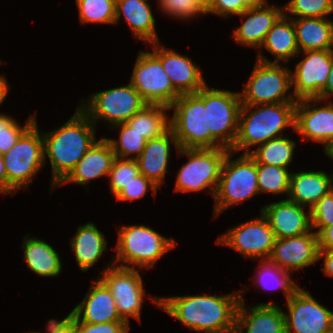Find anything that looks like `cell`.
I'll return each instance as SVG.
<instances>
[{
    "label": "cell",
    "instance_id": "cell-1",
    "mask_svg": "<svg viewBox=\"0 0 333 333\" xmlns=\"http://www.w3.org/2000/svg\"><path fill=\"white\" fill-rule=\"evenodd\" d=\"M150 298L157 307L162 308L190 330L206 333L235 331L240 292L226 296L203 294Z\"/></svg>",
    "mask_w": 333,
    "mask_h": 333
},
{
    "label": "cell",
    "instance_id": "cell-2",
    "mask_svg": "<svg viewBox=\"0 0 333 333\" xmlns=\"http://www.w3.org/2000/svg\"><path fill=\"white\" fill-rule=\"evenodd\" d=\"M96 126L78 107L74 115L59 129L42 133L44 160L47 156L52 168L51 191L69 175L97 141Z\"/></svg>",
    "mask_w": 333,
    "mask_h": 333
},
{
    "label": "cell",
    "instance_id": "cell-3",
    "mask_svg": "<svg viewBox=\"0 0 333 333\" xmlns=\"http://www.w3.org/2000/svg\"><path fill=\"white\" fill-rule=\"evenodd\" d=\"M296 104L297 102L242 105L237 137L230 150L232 152L244 150V154H249L250 147L282 136L280 134L282 130L289 126L295 129Z\"/></svg>",
    "mask_w": 333,
    "mask_h": 333
},
{
    "label": "cell",
    "instance_id": "cell-4",
    "mask_svg": "<svg viewBox=\"0 0 333 333\" xmlns=\"http://www.w3.org/2000/svg\"><path fill=\"white\" fill-rule=\"evenodd\" d=\"M171 129L180 148L223 147L210 133L204 106V87L197 93L180 95L170 106Z\"/></svg>",
    "mask_w": 333,
    "mask_h": 333
},
{
    "label": "cell",
    "instance_id": "cell-5",
    "mask_svg": "<svg viewBox=\"0 0 333 333\" xmlns=\"http://www.w3.org/2000/svg\"><path fill=\"white\" fill-rule=\"evenodd\" d=\"M175 247L174 239L166 238L145 225L123 226L118 230L117 254L114 265L120 267L138 266L150 268L168 250ZM125 263V264H123Z\"/></svg>",
    "mask_w": 333,
    "mask_h": 333
},
{
    "label": "cell",
    "instance_id": "cell-6",
    "mask_svg": "<svg viewBox=\"0 0 333 333\" xmlns=\"http://www.w3.org/2000/svg\"><path fill=\"white\" fill-rule=\"evenodd\" d=\"M230 150L223 162L219 184L214 196L213 217L228 207L244 202L260 193L257 182V163L249 154L230 159Z\"/></svg>",
    "mask_w": 333,
    "mask_h": 333
},
{
    "label": "cell",
    "instance_id": "cell-7",
    "mask_svg": "<svg viewBox=\"0 0 333 333\" xmlns=\"http://www.w3.org/2000/svg\"><path fill=\"white\" fill-rule=\"evenodd\" d=\"M230 150L220 148H180L177 152L189 158L177 173L175 191L197 192L209 187L215 196L223 162Z\"/></svg>",
    "mask_w": 333,
    "mask_h": 333
},
{
    "label": "cell",
    "instance_id": "cell-8",
    "mask_svg": "<svg viewBox=\"0 0 333 333\" xmlns=\"http://www.w3.org/2000/svg\"><path fill=\"white\" fill-rule=\"evenodd\" d=\"M7 175V194L26 188L33 176L42 169L44 140L37 121L20 137L16 145L3 155Z\"/></svg>",
    "mask_w": 333,
    "mask_h": 333
},
{
    "label": "cell",
    "instance_id": "cell-9",
    "mask_svg": "<svg viewBox=\"0 0 333 333\" xmlns=\"http://www.w3.org/2000/svg\"><path fill=\"white\" fill-rule=\"evenodd\" d=\"M291 71L279 63H265L256 59L253 71L240 93L242 105L297 102L292 88ZM288 92L289 95H286Z\"/></svg>",
    "mask_w": 333,
    "mask_h": 333
},
{
    "label": "cell",
    "instance_id": "cell-10",
    "mask_svg": "<svg viewBox=\"0 0 333 333\" xmlns=\"http://www.w3.org/2000/svg\"><path fill=\"white\" fill-rule=\"evenodd\" d=\"M146 105L140 93L129 82L125 86L93 93L89 101L81 103L79 108L95 125L103 119L112 127L126 123Z\"/></svg>",
    "mask_w": 333,
    "mask_h": 333
},
{
    "label": "cell",
    "instance_id": "cell-11",
    "mask_svg": "<svg viewBox=\"0 0 333 333\" xmlns=\"http://www.w3.org/2000/svg\"><path fill=\"white\" fill-rule=\"evenodd\" d=\"M204 106L211 135L225 148L235 143L242 106L240 93L204 87Z\"/></svg>",
    "mask_w": 333,
    "mask_h": 333
},
{
    "label": "cell",
    "instance_id": "cell-12",
    "mask_svg": "<svg viewBox=\"0 0 333 333\" xmlns=\"http://www.w3.org/2000/svg\"><path fill=\"white\" fill-rule=\"evenodd\" d=\"M130 83L147 104L170 107L180 96L160 60L149 51L139 52Z\"/></svg>",
    "mask_w": 333,
    "mask_h": 333
},
{
    "label": "cell",
    "instance_id": "cell-13",
    "mask_svg": "<svg viewBox=\"0 0 333 333\" xmlns=\"http://www.w3.org/2000/svg\"><path fill=\"white\" fill-rule=\"evenodd\" d=\"M98 277L110 290L120 317L128 324L129 317L140 320L144 300L143 280L134 267L126 268L108 263Z\"/></svg>",
    "mask_w": 333,
    "mask_h": 333
},
{
    "label": "cell",
    "instance_id": "cell-14",
    "mask_svg": "<svg viewBox=\"0 0 333 333\" xmlns=\"http://www.w3.org/2000/svg\"><path fill=\"white\" fill-rule=\"evenodd\" d=\"M275 241L276 236L261 213L260 218L229 229L216 243L233 248L245 258L266 260L271 256Z\"/></svg>",
    "mask_w": 333,
    "mask_h": 333
},
{
    "label": "cell",
    "instance_id": "cell-15",
    "mask_svg": "<svg viewBox=\"0 0 333 333\" xmlns=\"http://www.w3.org/2000/svg\"><path fill=\"white\" fill-rule=\"evenodd\" d=\"M286 333H333V312L299 288L287 300Z\"/></svg>",
    "mask_w": 333,
    "mask_h": 333
},
{
    "label": "cell",
    "instance_id": "cell-16",
    "mask_svg": "<svg viewBox=\"0 0 333 333\" xmlns=\"http://www.w3.org/2000/svg\"><path fill=\"white\" fill-rule=\"evenodd\" d=\"M304 59L291 71L293 95L296 100L319 98L325 88L332 66L333 50L301 52Z\"/></svg>",
    "mask_w": 333,
    "mask_h": 333
},
{
    "label": "cell",
    "instance_id": "cell-17",
    "mask_svg": "<svg viewBox=\"0 0 333 333\" xmlns=\"http://www.w3.org/2000/svg\"><path fill=\"white\" fill-rule=\"evenodd\" d=\"M321 101L319 98L297 101L294 131L302 136V140L306 138L324 144L326 152L333 144V103L317 107Z\"/></svg>",
    "mask_w": 333,
    "mask_h": 333
},
{
    "label": "cell",
    "instance_id": "cell-18",
    "mask_svg": "<svg viewBox=\"0 0 333 333\" xmlns=\"http://www.w3.org/2000/svg\"><path fill=\"white\" fill-rule=\"evenodd\" d=\"M153 54L160 60L165 73L170 78L174 89L180 94L197 93L205 87L201 68L189 59L176 51L159 46V42L151 43Z\"/></svg>",
    "mask_w": 333,
    "mask_h": 333
},
{
    "label": "cell",
    "instance_id": "cell-19",
    "mask_svg": "<svg viewBox=\"0 0 333 333\" xmlns=\"http://www.w3.org/2000/svg\"><path fill=\"white\" fill-rule=\"evenodd\" d=\"M318 254L317 234L309 231L300 236L276 238L269 260L290 272L316 263Z\"/></svg>",
    "mask_w": 333,
    "mask_h": 333
},
{
    "label": "cell",
    "instance_id": "cell-20",
    "mask_svg": "<svg viewBox=\"0 0 333 333\" xmlns=\"http://www.w3.org/2000/svg\"><path fill=\"white\" fill-rule=\"evenodd\" d=\"M303 207L284 199L265 205L260 212L268 220L276 238H289L312 230L310 209L306 213Z\"/></svg>",
    "mask_w": 333,
    "mask_h": 333
},
{
    "label": "cell",
    "instance_id": "cell-21",
    "mask_svg": "<svg viewBox=\"0 0 333 333\" xmlns=\"http://www.w3.org/2000/svg\"><path fill=\"white\" fill-rule=\"evenodd\" d=\"M236 314V333H286L284 311L271 302L254 305L249 313L244 306L242 291ZM242 328L246 329V332Z\"/></svg>",
    "mask_w": 333,
    "mask_h": 333
},
{
    "label": "cell",
    "instance_id": "cell-22",
    "mask_svg": "<svg viewBox=\"0 0 333 333\" xmlns=\"http://www.w3.org/2000/svg\"><path fill=\"white\" fill-rule=\"evenodd\" d=\"M89 289L84 299L71 311L80 322L98 324L124 321L118 314L110 290L99 278Z\"/></svg>",
    "mask_w": 333,
    "mask_h": 333
},
{
    "label": "cell",
    "instance_id": "cell-23",
    "mask_svg": "<svg viewBox=\"0 0 333 333\" xmlns=\"http://www.w3.org/2000/svg\"><path fill=\"white\" fill-rule=\"evenodd\" d=\"M267 3L265 0L261 5L238 15L247 18L232 35L236 43L260 49L269 30L284 14L283 9L276 5L268 6Z\"/></svg>",
    "mask_w": 333,
    "mask_h": 333
},
{
    "label": "cell",
    "instance_id": "cell-24",
    "mask_svg": "<svg viewBox=\"0 0 333 333\" xmlns=\"http://www.w3.org/2000/svg\"><path fill=\"white\" fill-rule=\"evenodd\" d=\"M116 156L107 138H101L85 153L75 168L60 183L88 185L90 180L108 176Z\"/></svg>",
    "mask_w": 333,
    "mask_h": 333
},
{
    "label": "cell",
    "instance_id": "cell-25",
    "mask_svg": "<svg viewBox=\"0 0 333 333\" xmlns=\"http://www.w3.org/2000/svg\"><path fill=\"white\" fill-rule=\"evenodd\" d=\"M171 142L177 150L180 149L178 141L170 128L163 135L148 140L142 154L136 159L140 174L158 187H161L160 185L164 183V176L171 155Z\"/></svg>",
    "mask_w": 333,
    "mask_h": 333
},
{
    "label": "cell",
    "instance_id": "cell-26",
    "mask_svg": "<svg viewBox=\"0 0 333 333\" xmlns=\"http://www.w3.org/2000/svg\"><path fill=\"white\" fill-rule=\"evenodd\" d=\"M332 176L324 171H300L290 176L288 199L301 206L313 207L333 189Z\"/></svg>",
    "mask_w": 333,
    "mask_h": 333
},
{
    "label": "cell",
    "instance_id": "cell-27",
    "mask_svg": "<svg viewBox=\"0 0 333 333\" xmlns=\"http://www.w3.org/2000/svg\"><path fill=\"white\" fill-rule=\"evenodd\" d=\"M150 7L147 0H116L115 24L123 14L135 38L148 44L159 42L156 20Z\"/></svg>",
    "mask_w": 333,
    "mask_h": 333
},
{
    "label": "cell",
    "instance_id": "cell-28",
    "mask_svg": "<svg viewBox=\"0 0 333 333\" xmlns=\"http://www.w3.org/2000/svg\"><path fill=\"white\" fill-rule=\"evenodd\" d=\"M287 14H283L273 27L269 30L261 45L273 56L275 60L271 61L265 58L258 51L257 60L265 63H279L281 61L288 62L299 54V49L296 42V31L293 24V18Z\"/></svg>",
    "mask_w": 333,
    "mask_h": 333
},
{
    "label": "cell",
    "instance_id": "cell-29",
    "mask_svg": "<svg viewBox=\"0 0 333 333\" xmlns=\"http://www.w3.org/2000/svg\"><path fill=\"white\" fill-rule=\"evenodd\" d=\"M299 54L313 50H333V21L328 18H293Z\"/></svg>",
    "mask_w": 333,
    "mask_h": 333
},
{
    "label": "cell",
    "instance_id": "cell-30",
    "mask_svg": "<svg viewBox=\"0 0 333 333\" xmlns=\"http://www.w3.org/2000/svg\"><path fill=\"white\" fill-rule=\"evenodd\" d=\"M79 270L88 271L107 250V240L92 222L79 225L76 234L70 240Z\"/></svg>",
    "mask_w": 333,
    "mask_h": 333
},
{
    "label": "cell",
    "instance_id": "cell-31",
    "mask_svg": "<svg viewBox=\"0 0 333 333\" xmlns=\"http://www.w3.org/2000/svg\"><path fill=\"white\" fill-rule=\"evenodd\" d=\"M24 260L30 270L42 277H56L62 272V263L56 250L43 239L23 238Z\"/></svg>",
    "mask_w": 333,
    "mask_h": 333
},
{
    "label": "cell",
    "instance_id": "cell-32",
    "mask_svg": "<svg viewBox=\"0 0 333 333\" xmlns=\"http://www.w3.org/2000/svg\"><path fill=\"white\" fill-rule=\"evenodd\" d=\"M170 107L157 104H147L135 113L126 124L139 133L147 141L159 137L170 128L167 111Z\"/></svg>",
    "mask_w": 333,
    "mask_h": 333
},
{
    "label": "cell",
    "instance_id": "cell-33",
    "mask_svg": "<svg viewBox=\"0 0 333 333\" xmlns=\"http://www.w3.org/2000/svg\"><path fill=\"white\" fill-rule=\"evenodd\" d=\"M296 142L283 136L274 138L261 144L249 155L257 164H268L288 169L293 159Z\"/></svg>",
    "mask_w": 333,
    "mask_h": 333
},
{
    "label": "cell",
    "instance_id": "cell-34",
    "mask_svg": "<svg viewBox=\"0 0 333 333\" xmlns=\"http://www.w3.org/2000/svg\"><path fill=\"white\" fill-rule=\"evenodd\" d=\"M259 265V271L257 270L255 285L262 287L263 289H282L286 301L300 288L295 281L290 277V272L282 269L269 259L261 260ZM272 284V287L271 285ZM276 285V287L274 286ZM269 286V287H268ZM271 288V289H270Z\"/></svg>",
    "mask_w": 333,
    "mask_h": 333
},
{
    "label": "cell",
    "instance_id": "cell-35",
    "mask_svg": "<svg viewBox=\"0 0 333 333\" xmlns=\"http://www.w3.org/2000/svg\"><path fill=\"white\" fill-rule=\"evenodd\" d=\"M291 172L287 168L268 164H257L259 192L273 194L289 193Z\"/></svg>",
    "mask_w": 333,
    "mask_h": 333
},
{
    "label": "cell",
    "instance_id": "cell-36",
    "mask_svg": "<svg viewBox=\"0 0 333 333\" xmlns=\"http://www.w3.org/2000/svg\"><path fill=\"white\" fill-rule=\"evenodd\" d=\"M117 127L120 128L119 140L107 138L115 156L120 159L136 160L142 154L147 140L126 123L114 125L112 128ZM131 154L136 155L132 157Z\"/></svg>",
    "mask_w": 333,
    "mask_h": 333
},
{
    "label": "cell",
    "instance_id": "cell-37",
    "mask_svg": "<svg viewBox=\"0 0 333 333\" xmlns=\"http://www.w3.org/2000/svg\"><path fill=\"white\" fill-rule=\"evenodd\" d=\"M82 24H115L116 0H75Z\"/></svg>",
    "mask_w": 333,
    "mask_h": 333
},
{
    "label": "cell",
    "instance_id": "cell-38",
    "mask_svg": "<svg viewBox=\"0 0 333 333\" xmlns=\"http://www.w3.org/2000/svg\"><path fill=\"white\" fill-rule=\"evenodd\" d=\"M282 8L297 18H327L333 13V0H290Z\"/></svg>",
    "mask_w": 333,
    "mask_h": 333
},
{
    "label": "cell",
    "instance_id": "cell-39",
    "mask_svg": "<svg viewBox=\"0 0 333 333\" xmlns=\"http://www.w3.org/2000/svg\"><path fill=\"white\" fill-rule=\"evenodd\" d=\"M140 175L139 166L136 160L115 158L110 172L108 173L109 186L112 194L116 196L126 185Z\"/></svg>",
    "mask_w": 333,
    "mask_h": 333
},
{
    "label": "cell",
    "instance_id": "cell-40",
    "mask_svg": "<svg viewBox=\"0 0 333 333\" xmlns=\"http://www.w3.org/2000/svg\"><path fill=\"white\" fill-rule=\"evenodd\" d=\"M36 115L30 116L24 126H20L14 118L0 114V153L6 154L16 145L20 137L35 123Z\"/></svg>",
    "mask_w": 333,
    "mask_h": 333
},
{
    "label": "cell",
    "instance_id": "cell-41",
    "mask_svg": "<svg viewBox=\"0 0 333 333\" xmlns=\"http://www.w3.org/2000/svg\"><path fill=\"white\" fill-rule=\"evenodd\" d=\"M163 12L179 19H189L196 15H205L208 0H158Z\"/></svg>",
    "mask_w": 333,
    "mask_h": 333
},
{
    "label": "cell",
    "instance_id": "cell-42",
    "mask_svg": "<svg viewBox=\"0 0 333 333\" xmlns=\"http://www.w3.org/2000/svg\"><path fill=\"white\" fill-rule=\"evenodd\" d=\"M265 0H208L205 14L214 13L219 16L228 17L240 15L247 9L261 5Z\"/></svg>",
    "mask_w": 333,
    "mask_h": 333
},
{
    "label": "cell",
    "instance_id": "cell-43",
    "mask_svg": "<svg viewBox=\"0 0 333 333\" xmlns=\"http://www.w3.org/2000/svg\"><path fill=\"white\" fill-rule=\"evenodd\" d=\"M312 229L333 225V189L310 209Z\"/></svg>",
    "mask_w": 333,
    "mask_h": 333
},
{
    "label": "cell",
    "instance_id": "cell-44",
    "mask_svg": "<svg viewBox=\"0 0 333 333\" xmlns=\"http://www.w3.org/2000/svg\"><path fill=\"white\" fill-rule=\"evenodd\" d=\"M152 189L153 194L155 195L158 190L152 181L147 179L144 175L140 174L136 176L132 182L126 185L116 196L117 201H133L144 197L147 193V190Z\"/></svg>",
    "mask_w": 333,
    "mask_h": 333
},
{
    "label": "cell",
    "instance_id": "cell-45",
    "mask_svg": "<svg viewBox=\"0 0 333 333\" xmlns=\"http://www.w3.org/2000/svg\"><path fill=\"white\" fill-rule=\"evenodd\" d=\"M67 317L76 325L77 333H128L129 330V324L126 321L85 323L80 322L71 312Z\"/></svg>",
    "mask_w": 333,
    "mask_h": 333
},
{
    "label": "cell",
    "instance_id": "cell-46",
    "mask_svg": "<svg viewBox=\"0 0 333 333\" xmlns=\"http://www.w3.org/2000/svg\"><path fill=\"white\" fill-rule=\"evenodd\" d=\"M47 330L49 333H77L76 325L67 316L61 321L49 320Z\"/></svg>",
    "mask_w": 333,
    "mask_h": 333
},
{
    "label": "cell",
    "instance_id": "cell-47",
    "mask_svg": "<svg viewBox=\"0 0 333 333\" xmlns=\"http://www.w3.org/2000/svg\"><path fill=\"white\" fill-rule=\"evenodd\" d=\"M317 229L319 250H333V225Z\"/></svg>",
    "mask_w": 333,
    "mask_h": 333
},
{
    "label": "cell",
    "instance_id": "cell-48",
    "mask_svg": "<svg viewBox=\"0 0 333 333\" xmlns=\"http://www.w3.org/2000/svg\"><path fill=\"white\" fill-rule=\"evenodd\" d=\"M324 258L322 272L333 277V250H319L318 260Z\"/></svg>",
    "mask_w": 333,
    "mask_h": 333
},
{
    "label": "cell",
    "instance_id": "cell-49",
    "mask_svg": "<svg viewBox=\"0 0 333 333\" xmlns=\"http://www.w3.org/2000/svg\"><path fill=\"white\" fill-rule=\"evenodd\" d=\"M331 95H333V57L331 70L328 75V81L325 88L320 93V99L324 101L326 98H330Z\"/></svg>",
    "mask_w": 333,
    "mask_h": 333
},
{
    "label": "cell",
    "instance_id": "cell-50",
    "mask_svg": "<svg viewBox=\"0 0 333 333\" xmlns=\"http://www.w3.org/2000/svg\"><path fill=\"white\" fill-rule=\"evenodd\" d=\"M0 193H7V175L3 155L0 153Z\"/></svg>",
    "mask_w": 333,
    "mask_h": 333
},
{
    "label": "cell",
    "instance_id": "cell-51",
    "mask_svg": "<svg viewBox=\"0 0 333 333\" xmlns=\"http://www.w3.org/2000/svg\"><path fill=\"white\" fill-rule=\"evenodd\" d=\"M10 86L8 85V82L6 78L2 75H0V105L5 100L8 92H9Z\"/></svg>",
    "mask_w": 333,
    "mask_h": 333
},
{
    "label": "cell",
    "instance_id": "cell-52",
    "mask_svg": "<svg viewBox=\"0 0 333 333\" xmlns=\"http://www.w3.org/2000/svg\"><path fill=\"white\" fill-rule=\"evenodd\" d=\"M325 155L333 160V144L326 150Z\"/></svg>",
    "mask_w": 333,
    "mask_h": 333
}]
</instances>
